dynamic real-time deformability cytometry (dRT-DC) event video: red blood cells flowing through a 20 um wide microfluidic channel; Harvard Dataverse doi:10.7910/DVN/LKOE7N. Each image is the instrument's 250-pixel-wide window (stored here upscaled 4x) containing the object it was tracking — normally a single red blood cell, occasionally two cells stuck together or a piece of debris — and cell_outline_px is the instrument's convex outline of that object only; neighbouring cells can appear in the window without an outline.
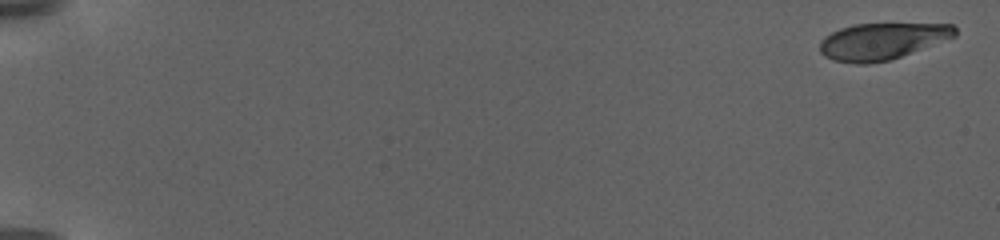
{"species": "human", "species_latin": "Homo sapiens", "temperature_condition": "warm", "stored_images_in_passage": 35, "camera_frame_rate_fps": 3000, "um_per_image_px": 0.085, "donor": {"sex": "female"}, "frame": {"image": 1, "passage_image": 1, "time_ms": 0.0, "image_size_px": [1000, 240], "cell_outline_px": [[956, 36], [900, 56], [888, 60], [868, 64], [856, 64], [832, 60], [824, 56], [820, 52], [820, 40], [824, 36], [840, 28], [852, 24], [952, 24], [956, 28]], "centroid_in_image_um": [74.92, 3.5], "position_along_channel_um": 10.1, "area_um2": 28.67}}
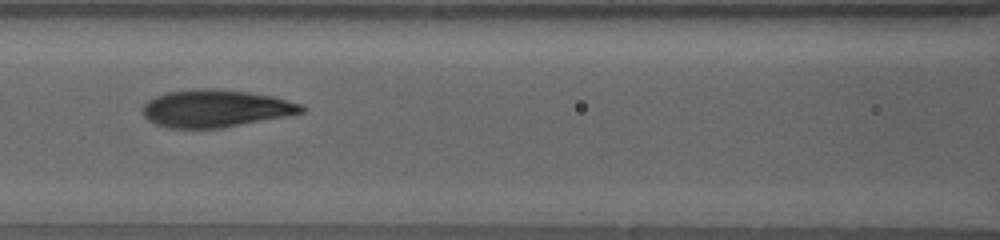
{"frame": {"image": 2, "passage_image": 26, "time_ms": 11.333, "image_size_px": [1000, 240], "cell_outline_px": [[304, 112], [220, 128], [168, 128], [156, 124], [148, 120], [144, 116], [144, 104], [148, 100], [156, 96], [168, 92], [192, 88], [216, 88], [248, 92], [272, 96], [300, 104], [304, 108]], "centroid_in_image_um": [18.27, 9.2], "position_along_channel_um": 148.3, "area_um2": 34.28}}
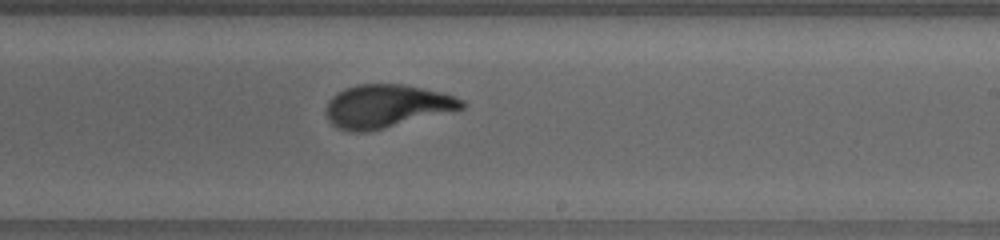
{"frame": {"image": 3, "passage_image": 33, "time_ms": 15.0, "image_size_px": [1000, 240], "cell_outline_px": [[468, 104], [464, 108], [368, 132], [348, 132], [336, 128], [328, 120], [324, 112], [324, 108], [328, 100], [332, 96], [344, 88], [360, 84], [404, 84], [440, 92], [464, 100]], "centroid_in_image_um": [32.79, 9.03], "position_along_channel_um": 256.2, "area_um2": 34.22}}